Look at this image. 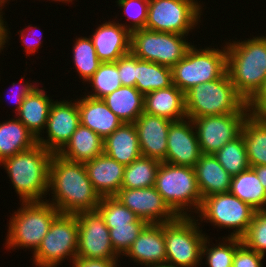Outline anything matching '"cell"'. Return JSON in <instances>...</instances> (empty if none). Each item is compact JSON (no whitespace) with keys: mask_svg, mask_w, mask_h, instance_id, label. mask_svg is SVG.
Masks as SVG:
<instances>
[{"mask_svg":"<svg viewBox=\"0 0 266 267\" xmlns=\"http://www.w3.org/2000/svg\"><path fill=\"white\" fill-rule=\"evenodd\" d=\"M43 89L34 88L25 98L16 118L36 137L46 128L51 104L54 102Z\"/></svg>","mask_w":266,"mask_h":267,"instance_id":"26","label":"cell"},{"mask_svg":"<svg viewBox=\"0 0 266 267\" xmlns=\"http://www.w3.org/2000/svg\"><path fill=\"white\" fill-rule=\"evenodd\" d=\"M77 105L80 124L94 131L103 140L123 124L102 99L84 95L77 101Z\"/></svg>","mask_w":266,"mask_h":267,"instance_id":"22","label":"cell"},{"mask_svg":"<svg viewBox=\"0 0 266 267\" xmlns=\"http://www.w3.org/2000/svg\"><path fill=\"white\" fill-rule=\"evenodd\" d=\"M187 118L250 113L248 103L237 92L227 71L218 79L199 84L185 93Z\"/></svg>","mask_w":266,"mask_h":267,"instance_id":"4","label":"cell"},{"mask_svg":"<svg viewBox=\"0 0 266 267\" xmlns=\"http://www.w3.org/2000/svg\"><path fill=\"white\" fill-rule=\"evenodd\" d=\"M118 259H91L76 257L72 267H119Z\"/></svg>","mask_w":266,"mask_h":267,"instance_id":"45","label":"cell"},{"mask_svg":"<svg viewBox=\"0 0 266 267\" xmlns=\"http://www.w3.org/2000/svg\"><path fill=\"white\" fill-rule=\"evenodd\" d=\"M114 197L147 223L163 224L178 217L163 200L155 186L121 188Z\"/></svg>","mask_w":266,"mask_h":267,"instance_id":"16","label":"cell"},{"mask_svg":"<svg viewBox=\"0 0 266 267\" xmlns=\"http://www.w3.org/2000/svg\"><path fill=\"white\" fill-rule=\"evenodd\" d=\"M171 120L143 112L134 122L142 156L163 162Z\"/></svg>","mask_w":266,"mask_h":267,"instance_id":"18","label":"cell"},{"mask_svg":"<svg viewBox=\"0 0 266 267\" xmlns=\"http://www.w3.org/2000/svg\"><path fill=\"white\" fill-rule=\"evenodd\" d=\"M87 176L102 197H112L121 189L125 166L105 153L84 162Z\"/></svg>","mask_w":266,"mask_h":267,"instance_id":"21","label":"cell"},{"mask_svg":"<svg viewBox=\"0 0 266 267\" xmlns=\"http://www.w3.org/2000/svg\"><path fill=\"white\" fill-rule=\"evenodd\" d=\"M48 189L54 194L49 203L63 214L97 210L101 200L84 163L68 161L58 154L51 157Z\"/></svg>","mask_w":266,"mask_h":267,"instance_id":"1","label":"cell"},{"mask_svg":"<svg viewBox=\"0 0 266 267\" xmlns=\"http://www.w3.org/2000/svg\"><path fill=\"white\" fill-rule=\"evenodd\" d=\"M208 239L206 235L202 246V258L206 255V264H208L209 267H232L235 250L242 244V240L240 238L228 237L227 239V237H223L225 242L223 240V243L211 247L210 239Z\"/></svg>","mask_w":266,"mask_h":267,"instance_id":"38","label":"cell"},{"mask_svg":"<svg viewBox=\"0 0 266 267\" xmlns=\"http://www.w3.org/2000/svg\"><path fill=\"white\" fill-rule=\"evenodd\" d=\"M117 5L129 20V25L122 24L127 30L132 31L145 29L148 18L149 0H118ZM132 24V25H131Z\"/></svg>","mask_w":266,"mask_h":267,"instance_id":"41","label":"cell"},{"mask_svg":"<svg viewBox=\"0 0 266 267\" xmlns=\"http://www.w3.org/2000/svg\"><path fill=\"white\" fill-rule=\"evenodd\" d=\"M248 107L252 116L266 119V80L262 88L248 102Z\"/></svg>","mask_w":266,"mask_h":267,"instance_id":"44","label":"cell"},{"mask_svg":"<svg viewBox=\"0 0 266 267\" xmlns=\"http://www.w3.org/2000/svg\"><path fill=\"white\" fill-rule=\"evenodd\" d=\"M173 84L170 67L141 60L136 56V84L135 87L143 95L167 88Z\"/></svg>","mask_w":266,"mask_h":267,"instance_id":"32","label":"cell"},{"mask_svg":"<svg viewBox=\"0 0 266 267\" xmlns=\"http://www.w3.org/2000/svg\"><path fill=\"white\" fill-rule=\"evenodd\" d=\"M104 153L124 166L142 156L134 123L121 124L104 140Z\"/></svg>","mask_w":266,"mask_h":267,"instance_id":"25","label":"cell"},{"mask_svg":"<svg viewBox=\"0 0 266 267\" xmlns=\"http://www.w3.org/2000/svg\"><path fill=\"white\" fill-rule=\"evenodd\" d=\"M144 112L171 121L186 119L185 93L172 84L145 94Z\"/></svg>","mask_w":266,"mask_h":267,"instance_id":"23","label":"cell"},{"mask_svg":"<svg viewBox=\"0 0 266 267\" xmlns=\"http://www.w3.org/2000/svg\"><path fill=\"white\" fill-rule=\"evenodd\" d=\"M255 212L256 210L246 202L227 192L203 198L197 212L200 219L197 220L209 221L221 229L222 227L235 229L227 238L241 239L247 232Z\"/></svg>","mask_w":266,"mask_h":267,"instance_id":"11","label":"cell"},{"mask_svg":"<svg viewBox=\"0 0 266 267\" xmlns=\"http://www.w3.org/2000/svg\"><path fill=\"white\" fill-rule=\"evenodd\" d=\"M37 144V138L17 118L0 123V163Z\"/></svg>","mask_w":266,"mask_h":267,"instance_id":"29","label":"cell"},{"mask_svg":"<svg viewBox=\"0 0 266 267\" xmlns=\"http://www.w3.org/2000/svg\"><path fill=\"white\" fill-rule=\"evenodd\" d=\"M201 8L197 0H149L145 29L188 35L200 22Z\"/></svg>","mask_w":266,"mask_h":267,"instance_id":"12","label":"cell"},{"mask_svg":"<svg viewBox=\"0 0 266 267\" xmlns=\"http://www.w3.org/2000/svg\"><path fill=\"white\" fill-rule=\"evenodd\" d=\"M201 154L192 120L186 117V120L172 121L167 135V154L163 162L194 168Z\"/></svg>","mask_w":266,"mask_h":267,"instance_id":"17","label":"cell"},{"mask_svg":"<svg viewBox=\"0 0 266 267\" xmlns=\"http://www.w3.org/2000/svg\"><path fill=\"white\" fill-rule=\"evenodd\" d=\"M52 1H58V2H64V3H67V2H72L73 0H52Z\"/></svg>","mask_w":266,"mask_h":267,"instance_id":"51","label":"cell"},{"mask_svg":"<svg viewBox=\"0 0 266 267\" xmlns=\"http://www.w3.org/2000/svg\"><path fill=\"white\" fill-rule=\"evenodd\" d=\"M104 153V140L80 124L65 146L57 153L72 162H86Z\"/></svg>","mask_w":266,"mask_h":267,"instance_id":"27","label":"cell"},{"mask_svg":"<svg viewBox=\"0 0 266 267\" xmlns=\"http://www.w3.org/2000/svg\"><path fill=\"white\" fill-rule=\"evenodd\" d=\"M52 155L51 151L37 144L29 150L4 159L2 164L0 163L5 168L16 193L20 196V201H44L43 198L49 191Z\"/></svg>","mask_w":266,"mask_h":267,"instance_id":"3","label":"cell"},{"mask_svg":"<svg viewBox=\"0 0 266 267\" xmlns=\"http://www.w3.org/2000/svg\"><path fill=\"white\" fill-rule=\"evenodd\" d=\"M97 210L103 216L105 224L109 229H112L114 226L128 225V223L132 222H146L114 196L102 197Z\"/></svg>","mask_w":266,"mask_h":267,"instance_id":"37","label":"cell"},{"mask_svg":"<svg viewBox=\"0 0 266 267\" xmlns=\"http://www.w3.org/2000/svg\"><path fill=\"white\" fill-rule=\"evenodd\" d=\"M229 192L256 211L266 209V189L251 167L232 176Z\"/></svg>","mask_w":266,"mask_h":267,"instance_id":"30","label":"cell"},{"mask_svg":"<svg viewBox=\"0 0 266 267\" xmlns=\"http://www.w3.org/2000/svg\"><path fill=\"white\" fill-rule=\"evenodd\" d=\"M214 156L222 167L231 175H237L250 168L243 136L226 143Z\"/></svg>","mask_w":266,"mask_h":267,"instance_id":"34","label":"cell"},{"mask_svg":"<svg viewBox=\"0 0 266 267\" xmlns=\"http://www.w3.org/2000/svg\"><path fill=\"white\" fill-rule=\"evenodd\" d=\"M185 36L139 29L131 32L130 51L141 60L172 68L192 46Z\"/></svg>","mask_w":266,"mask_h":267,"instance_id":"10","label":"cell"},{"mask_svg":"<svg viewBox=\"0 0 266 267\" xmlns=\"http://www.w3.org/2000/svg\"><path fill=\"white\" fill-rule=\"evenodd\" d=\"M90 39L101 62H116L130 52L131 33L119 22L103 23Z\"/></svg>","mask_w":266,"mask_h":267,"instance_id":"20","label":"cell"},{"mask_svg":"<svg viewBox=\"0 0 266 267\" xmlns=\"http://www.w3.org/2000/svg\"><path fill=\"white\" fill-rule=\"evenodd\" d=\"M147 224V222H132L128 225L114 226L109 229L113 249L119 257L127 253Z\"/></svg>","mask_w":266,"mask_h":267,"instance_id":"39","label":"cell"},{"mask_svg":"<svg viewBox=\"0 0 266 267\" xmlns=\"http://www.w3.org/2000/svg\"><path fill=\"white\" fill-rule=\"evenodd\" d=\"M22 87L19 88L20 91L18 90L17 93H14L13 96L15 98V103H16V109L15 112H18L20 110V107L24 101V98L34 89L36 88L38 85H33L32 83H29L27 81H25V83L23 85H21ZM12 87H15V83L12 84ZM14 88H12L13 90ZM14 91V90H13Z\"/></svg>","mask_w":266,"mask_h":267,"instance_id":"47","label":"cell"},{"mask_svg":"<svg viewBox=\"0 0 266 267\" xmlns=\"http://www.w3.org/2000/svg\"><path fill=\"white\" fill-rule=\"evenodd\" d=\"M29 33H30V30L28 31ZM36 32V31H35ZM35 32H32L31 31V34L32 33H35ZM25 33H27V32H25V30L24 29H22V30H20V32H19V34H20V36H21V41H22V44L25 46V52H26V54H27V56H28V54L30 55V54H32V53H35L38 49H40L39 48V46H41L40 44H41V38H38V34L36 35V34H34V35H31V34H29V33H27V34H25ZM36 35V37L38 38H36V37H34ZM31 36H32V38L34 37V38H36V40L35 39H32L31 38ZM40 36V35H39ZM28 37H29V39H28ZM32 39V40H31ZM31 40V41H30ZM34 40V41H33ZM37 49V50H36Z\"/></svg>","mask_w":266,"mask_h":267,"instance_id":"46","label":"cell"},{"mask_svg":"<svg viewBox=\"0 0 266 267\" xmlns=\"http://www.w3.org/2000/svg\"><path fill=\"white\" fill-rule=\"evenodd\" d=\"M172 82L186 93L196 85L214 81L227 71V48L197 49L192 45L172 68Z\"/></svg>","mask_w":266,"mask_h":267,"instance_id":"7","label":"cell"},{"mask_svg":"<svg viewBox=\"0 0 266 267\" xmlns=\"http://www.w3.org/2000/svg\"><path fill=\"white\" fill-rule=\"evenodd\" d=\"M2 15V8L0 7V52L4 49V47H6L4 45L8 42L7 39H10L8 29L6 28L7 24H4L5 21L3 20Z\"/></svg>","mask_w":266,"mask_h":267,"instance_id":"48","label":"cell"},{"mask_svg":"<svg viewBox=\"0 0 266 267\" xmlns=\"http://www.w3.org/2000/svg\"><path fill=\"white\" fill-rule=\"evenodd\" d=\"M54 101L51 104L46 124L47 139L39 136L37 143L57 154L80 125L77 101Z\"/></svg>","mask_w":266,"mask_h":267,"instance_id":"15","label":"cell"},{"mask_svg":"<svg viewBox=\"0 0 266 267\" xmlns=\"http://www.w3.org/2000/svg\"><path fill=\"white\" fill-rule=\"evenodd\" d=\"M78 222L77 257L91 259H118L111 240L109 228L98 210L81 211L76 214Z\"/></svg>","mask_w":266,"mask_h":267,"instance_id":"14","label":"cell"},{"mask_svg":"<svg viewBox=\"0 0 266 267\" xmlns=\"http://www.w3.org/2000/svg\"><path fill=\"white\" fill-rule=\"evenodd\" d=\"M227 73L248 103L266 80V36L226 43Z\"/></svg>","mask_w":266,"mask_h":267,"instance_id":"2","label":"cell"},{"mask_svg":"<svg viewBox=\"0 0 266 267\" xmlns=\"http://www.w3.org/2000/svg\"><path fill=\"white\" fill-rule=\"evenodd\" d=\"M60 212L49 200L22 202L9 220L6 249L30 248L35 252Z\"/></svg>","mask_w":266,"mask_h":267,"instance_id":"5","label":"cell"},{"mask_svg":"<svg viewBox=\"0 0 266 267\" xmlns=\"http://www.w3.org/2000/svg\"><path fill=\"white\" fill-rule=\"evenodd\" d=\"M202 199L230 191L232 176L222 167L214 154H201L194 166Z\"/></svg>","mask_w":266,"mask_h":267,"instance_id":"24","label":"cell"},{"mask_svg":"<svg viewBox=\"0 0 266 267\" xmlns=\"http://www.w3.org/2000/svg\"><path fill=\"white\" fill-rule=\"evenodd\" d=\"M241 135L250 167L266 165V119L250 114L243 123Z\"/></svg>","mask_w":266,"mask_h":267,"instance_id":"31","label":"cell"},{"mask_svg":"<svg viewBox=\"0 0 266 267\" xmlns=\"http://www.w3.org/2000/svg\"><path fill=\"white\" fill-rule=\"evenodd\" d=\"M102 100L122 123H134L144 112V95L136 87L121 86Z\"/></svg>","mask_w":266,"mask_h":267,"instance_id":"28","label":"cell"},{"mask_svg":"<svg viewBox=\"0 0 266 267\" xmlns=\"http://www.w3.org/2000/svg\"><path fill=\"white\" fill-rule=\"evenodd\" d=\"M242 243L262 255L266 252V209L256 211Z\"/></svg>","mask_w":266,"mask_h":267,"instance_id":"40","label":"cell"},{"mask_svg":"<svg viewBox=\"0 0 266 267\" xmlns=\"http://www.w3.org/2000/svg\"><path fill=\"white\" fill-rule=\"evenodd\" d=\"M194 217L178 216L175 220L164 223L166 266L198 267L201 265L202 246L206 234L199 230L200 223Z\"/></svg>","mask_w":266,"mask_h":267,"instance_id":"8","label":"cell"},{"mask_svg":"<svg viewBox=\"0 0 266 267\" xmlns=\"http://www.w3.org/2000/svg\"><path fill=\"white\" fill-rule=\"evenodd\" d=\"M264 255L248 249L243 243L235 250L232 267H263Z\"/></svg>","mask_w":266,"mask_h":267,"instance_id":"43","label":"cell"},{"mask_svg":"<svg viewBox=\"0 0 266 267\" xmlns=\"http://www.w3.org/2000/svg\"><path fill=\"white\" fill-rule=\"evenodd\" d=\"M124 256L146 267L165 266L164 223H148Z\"/></svg>","mask_w":266,"mask_h":267,"instance_id":"19","label":"cell"},{"mask_svg":"<svg viewBox=\"0 0 266 267\" xmlns=\"http://www.w3.org/2000/svg\"><path fill=\"white\" fill-rule=\"evenodd\" d=\"M72 53L75 69H77L79 76L83 79L82 81H88L102 63L98 59L96 49L90 37L77 38L74 42Z\"/></svg>","mask_w":266,"mask_h":267,"instance_id":"35","label":"cell"},{"mask_svg":"<svg viewBox=\"0 0 266 267\" xmlns=\"http://www.w3.org/2000/svg\"><path fill=\"white\" fill-rule=\"evenodd\" d=\"M9 0H0V7L3 8L4 4L7 3Z\"/></svg>","mask_w":266,"mask_h":267,"instance_id":"50","label":"cell"},{"mask_svg":"<svg viewBox=\"0 0 266 267\" xmlns=\"http://www.w3.org/2000/svg\"><path fill=\"white\" fill-rule=\"evenodd\" d=\"M160 161L140 156L125 166L121 188L135 189L155 186Z\"/></svg>","mask_w":266,"mask_h":267,"instance_id":"33","label":"cell"},{"mask_svg":"<svg viewBox=\"0 0 266 267\" xmlns=\"http://www.w3.org/2000/svg\"><path fill=\"white\" fill-rule=\"evenodd\" d=\"M119 78L122 86L135 87L136 84V56L130 51L117 61Z\"/></svg>","mask_w":266,"mask_h":267,"instance_id":"42","label":"cell"},{"mask_svg":"<svg viewBox=\"0 0 266 267\" xmlns=\"http://www.w3.org/2000/svg\"><path fill=\"white\" fill-rule=\"evenodd\" d=\"M78 222L76 214L59 213L42 243L33 252L36 267H57L65 258L77 257ZM68 256V257H67Z\"/></svg>","mask_w":266,"mask_h":267,"instance_id":"9","label":"cell"},{"mask_svg":"<svg viewBox=\"0 0 266 267\" xmlns=\"http://www.w3.org/2000/svg\"><path fill=\"white\" fill-rule=\"evenodd\" d=\"M249 115L250 113H233L192 119L201 153L214 154L240 136L243 123Z\"/></svg>","mask_w":266,"mask_h":267,"instance_id":"13","label":"cell"},{"mask_svg":"<svg viewBox=\"0 0 266 267\" xmlns=\"http://www.w3.org/2000/svg\"><path fill=\"white\" fill-rule=\"evenodd\" d=\"M251 168L256 172V175L258 176L260 183L266 189V165L253 166Z\"/></svg>","mask_w":266,"mask_h":267,"instance_id":"49","label":"cell"},{"mask_svg":"<svg viewBox=\"0 0 266 267\" xmlns=\"http://www.w3.org/2000/svg\"><path fill=\"white\" fill-rule=\"evenodd\" d=\"M155 188L177 216H190L192 212L197 213L200 209L202 196L192 167L161 162ZM188 211L191 213L188 214Z\"/></svg>","mask_w":266,"mask_h":267,"instance_id":"6","label":"cell"},{"mask_svg":"<svg viewBox=\"0 0 266 267\" xmlns=\"http://www.w3.org/2000/svg\"><path fill=\"white\" fill-rule=\"evenodd\" d=\"M86 82L91 83L90 87L93 88V93L86 96L96 99H103L122 86L116 62H102L98 70Z\"/></svg>","mask_w":266,"mask_h":267,"instance_id":"36","label":"cell"}]
</instances>
